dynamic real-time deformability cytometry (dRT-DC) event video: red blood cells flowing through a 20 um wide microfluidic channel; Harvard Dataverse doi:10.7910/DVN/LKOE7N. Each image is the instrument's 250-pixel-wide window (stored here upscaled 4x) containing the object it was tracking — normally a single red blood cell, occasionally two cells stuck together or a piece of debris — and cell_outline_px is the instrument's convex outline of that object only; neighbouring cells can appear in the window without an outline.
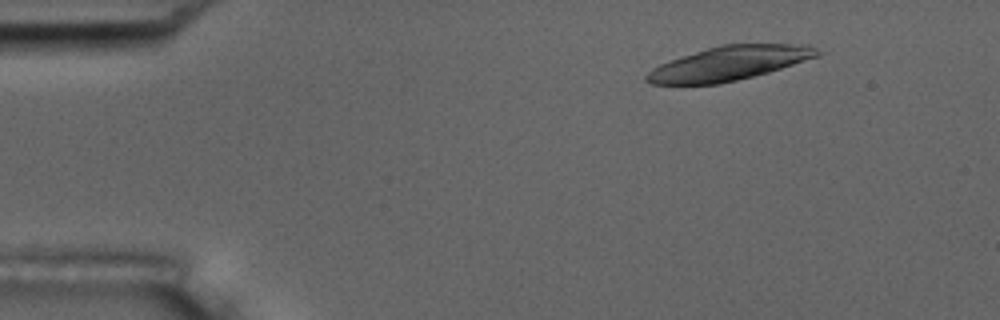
{"species": "common noctule bat (a hibernating species)", "species_latin": "Nyctalus noctula", "temperature_condition": "room temperature", "stored_images_in_passage": 6, "camera_frame_rate_fps": 3000, "um_per_image_px": 0.085, "animal": {"sex": "male", "body_mass_g": 17.5, "forearm_length_mm": 52.3}, "frame": {"image": 1, "passage_image": 2, "time_ms": 1.0, "image_size_px": [1000, 320], "cell_outline_px": [[820, 56], [768, 72], [720, 84], [652, 84], [644, 80], [644, 76], [652, 68], [660, 64], [720, 44], [812, 44], [820, 52]], "centroid_in_image_um": [62.01, 5.38], "position_along_channel_um": 23.0, "area_um2": 33.7}}
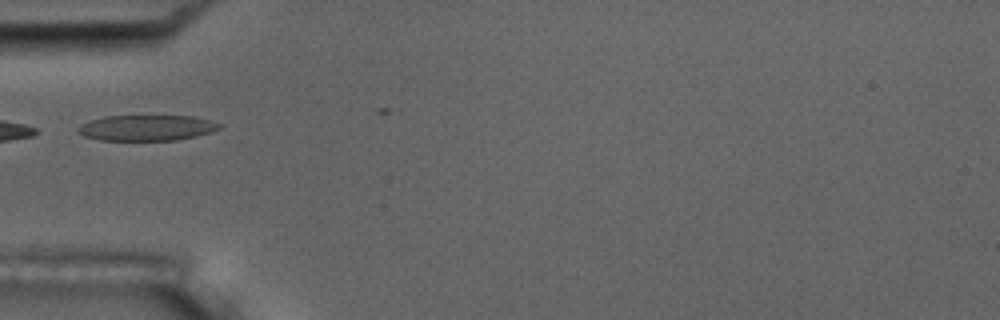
{"frame": {"image": 2, "passage_image": 5, "time_ms": 4.667, "image_size_px": [1000, 320], "cell_outline_px": [[224, 124], [220, 128], [212, 132], [196, 136], [176, 140], [100, 140], [84, 136], [76, 132], [76, 128], [80, 124], [104, 116], [196, 116]], "centroid_in_image_um": [12.48, 10.86], "position_along_channel_um": 72.5, "area_um2": 21.33}}